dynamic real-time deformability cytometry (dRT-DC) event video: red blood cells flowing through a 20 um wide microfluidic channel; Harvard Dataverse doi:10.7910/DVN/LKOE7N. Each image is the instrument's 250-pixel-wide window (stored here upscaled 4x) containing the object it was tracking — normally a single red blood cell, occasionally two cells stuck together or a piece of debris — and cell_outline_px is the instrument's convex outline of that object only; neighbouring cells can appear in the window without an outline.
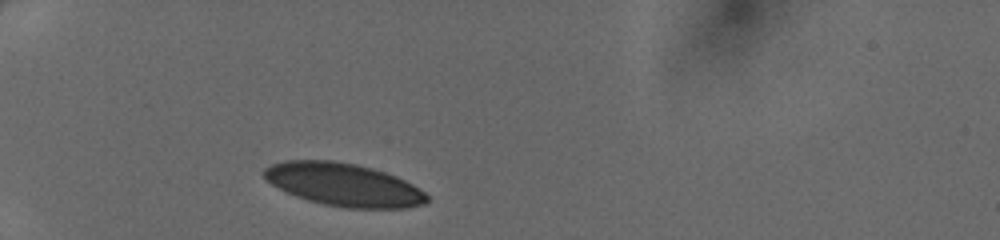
{"species": "human", "species_latin": "Homo sapiens", "temperature_condition": "cold", "stored_images_in_passage": 28, "camera_frame_rate_fps": 3000, "um_per_image_px": 0.085, "donor": {"sex": "female"}, "frame": {"image": 1, "passage_image": 1, "time_ms": 0.0, "image_size_px": [1000, 240], "cell_outline_px": [[428, 200], [424, 204], [404, 208], [348, 208], [324, 204], [308, 200], [296, 196], [272, 184], [264, 176], [264, 168], [272, 164], [284, 160], [332, 160], [356, 164], [372, 168], [396, 176], [412, 184], [424, 192], [428, 196]], "centroid_in_image_um": [29.22, 15.69], "position_along_channel_um": 55.8, "area_um2": 40.4}}
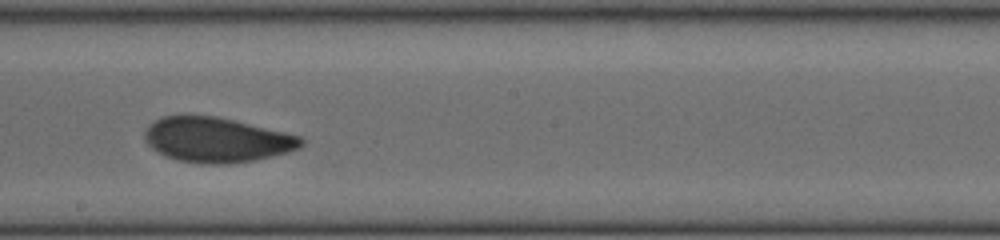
{"frame": {"image": 2, "passage_image": 15, "time_ms": 4.667, "image_size_px": [1000, 240], "cell_outline_px": [[304, 144], [300, 148], [288, 152], [256, 160], [228, 164], [200, 164], [176, 160], [164, 156], [156, 152], [144, 140], [144, 128], [148, 124], [164, 116], [216, 116], [284, 132], [300, 136], [304, 140]], "centroid_in_image_um": [18.39, 11.9], "position_along_channel_um": 229.8, "area_um2": 41.1}}
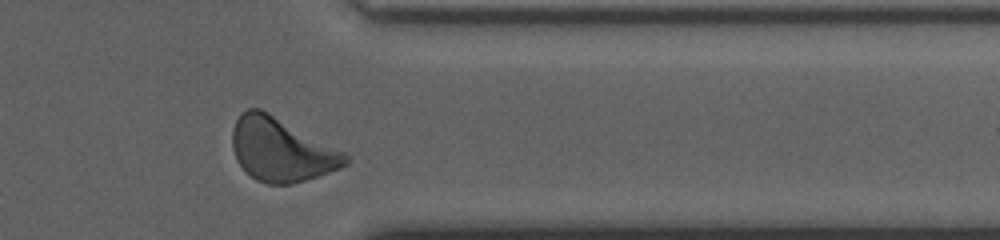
{"frame": {"image": 3, "passage_image": 26, "time_ms": 8.333, "image_size_px": [1000, 240], "cell_outline_px": [[348, 164], [340, 168], [292, 184], [268, 184], [256, 180], [236, 160], [232, 148], [232, 128], [240, 112], [248, 108], [260, 108], [268, 112], [344, 152], [348, 156]], "centroid_in_image_um": [23.87, 12.72], "position_along_channel_um": 387.5, "area_um2": 41.38}}